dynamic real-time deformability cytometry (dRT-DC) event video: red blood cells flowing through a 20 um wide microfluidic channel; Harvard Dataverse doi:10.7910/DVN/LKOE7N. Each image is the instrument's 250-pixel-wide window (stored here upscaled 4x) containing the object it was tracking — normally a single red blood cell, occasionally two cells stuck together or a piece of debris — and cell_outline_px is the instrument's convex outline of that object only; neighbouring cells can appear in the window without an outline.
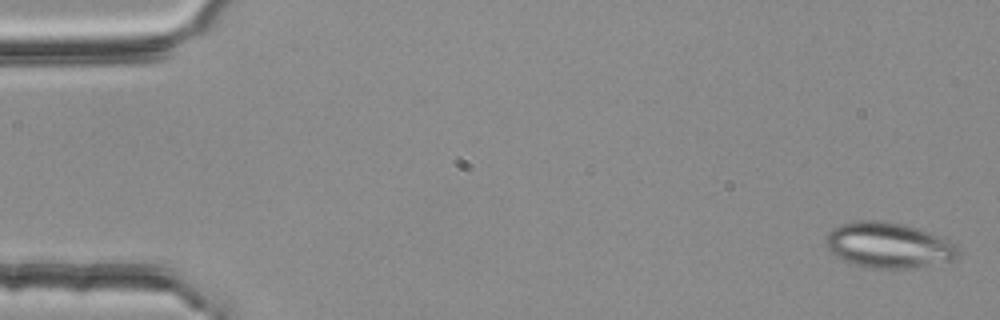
{"species": "common noctule bat (a hibernating species)", "species_latin": "Nyctalus noctula", "temperature_condition": "room temperature", "stored_images_in_passage": 5, "segment_of_instrument_passage": [2, 2], "camera_frame_rate_fps": 3000, "um_per_image_px": 0.085, "animal": {"sex": "female", "body_mass_g": 25.1}, "frame": {"image": 1, "passage_image": 5, "time_ms": 1.333, "image_size_px": [1000, 320], "cell_outline_px": [[960, 252], [952, 260], [908, 268], [868, 268], [844, 260], [836, 256], [828, 248], [828, 232], [832, 228], [840, 224], [856, 220], [876, 220], [904, 224], [928, 232], [948, 240], [956, 244], [960, 248]], "centroid_in_image_um": [75.52, 20.83], "position_along_channel_um": 9.5, "area_um2": 34.62}}